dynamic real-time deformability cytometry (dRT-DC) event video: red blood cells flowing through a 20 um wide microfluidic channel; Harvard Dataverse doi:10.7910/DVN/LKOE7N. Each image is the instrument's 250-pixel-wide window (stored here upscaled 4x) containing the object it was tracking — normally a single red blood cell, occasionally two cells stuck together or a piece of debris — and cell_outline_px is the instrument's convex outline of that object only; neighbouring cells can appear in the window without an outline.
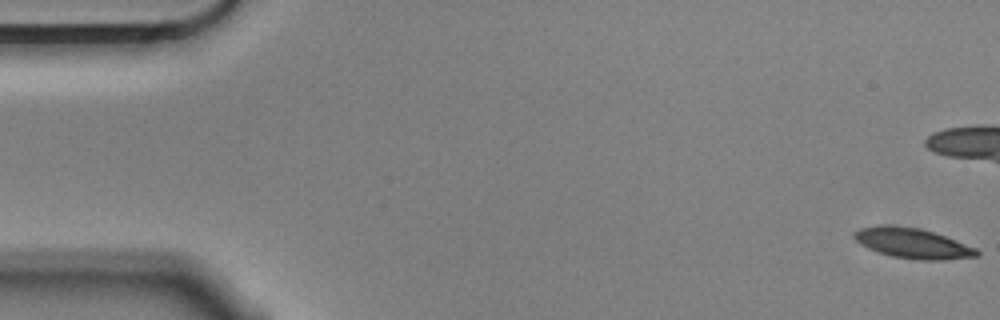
{"species": "Egyptian fruit bat (a non-hibernating species)", "species_latin": "Rousettus aegyptiacus", "temperature_condition": "cold", "stored_images_in_passage": 38, "camera_frame_rate_fps": 3000, "um_per_image_px": 0.085, "animal": {"sex": "male"}, "frame": {"image": 1, "passage_image": 1, "time_ms": 0.0, "image_size_px": [1000, 320], "cell_outline_px": [[980, 256], [940, 260], [916, 260], [892, 256], [868, 248], [860, 244], [852, 236], [852, 232], [860, 228], [880, 224], [896, 224], [920, 228], [944, 236], [976, 248], [980, 252]], "centroid_in_image_um": [77.53, 20.66], "position_along_channel_um": 7.5, "area_um2": 21.73}}
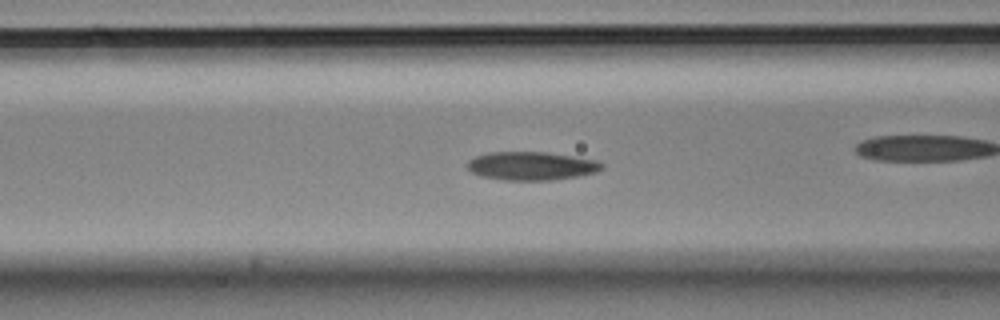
{"frame": {"image": 2, "passage_image": 22, "time_ms": 7.0, "image_size_px": [1000, 320], "cell_outline_px": [[604, 168], [596, 172], [580, 176], [552, 180], [504, 180], [480, 176], [472, 172], [468, 168], [468, 160], [476, 156], [488, 152], [548, 152], [596, 160], [604, 164]], "centroid_in_image_um": [45.19, 14.1], "position_along_channel_um": 121.4, "area_um2": 22.37}}
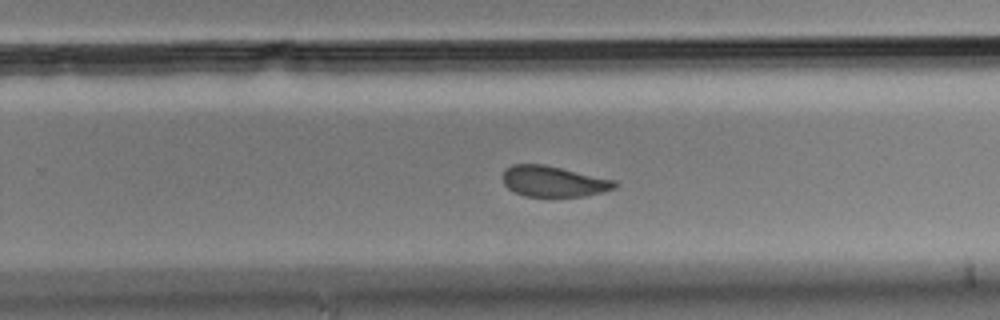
{"frame": {"image": 3, "passage_image": 38, "time_ms": 12.333, "image_size_px": [1000, 320], "cell_outline_px": [[616, 188], [604, 192], [584, 196], [524, 196], [508, 188], [504, 184], [504, 168], [512, 164], [544, 164], [616, 180]], "centroid_in_image_um": [47.06, 15.41], "position_along_channel_um": 282.7, "area_um2": 20.06}}